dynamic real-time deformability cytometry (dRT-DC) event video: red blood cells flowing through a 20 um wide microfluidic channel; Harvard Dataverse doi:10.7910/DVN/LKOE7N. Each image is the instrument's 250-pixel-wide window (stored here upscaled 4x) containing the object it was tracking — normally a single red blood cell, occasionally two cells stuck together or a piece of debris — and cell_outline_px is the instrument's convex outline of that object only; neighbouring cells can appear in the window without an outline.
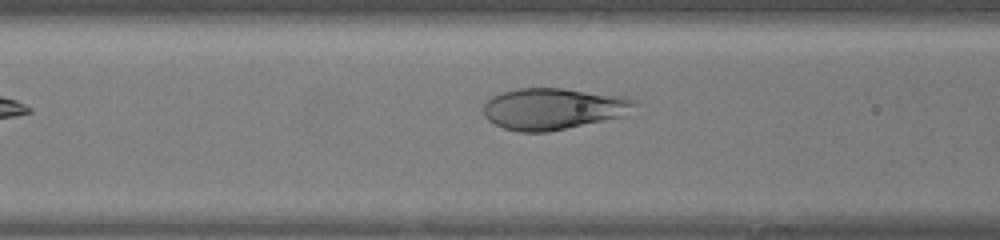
{"species": "human", "species_latin": "Homo sapiens", "temperature_condition": "warm", "stored_images_in_passage": 34, "camera_frame_rate_fps": 3000, "um_per_image_px": 0.085, "donor": {"sex": "female"}, "frame": {"image": 1, "passage_image": 5, "time_ms": 1.333, "image_size_px": [1000, 240], "cell_outline_px": [[640, 104], [620, 116], [548, 132], [520, 132], [504, 128], [488, 120], [484, 116], [484, 104], [492, 96], [500, 92], [516, 88], [564, 88], [628, 96], [636, 100]], "centroid_in_image_um": [47.02, 9.22], "position_along_channel_um": 119.6, "area_um2": 36.59}}
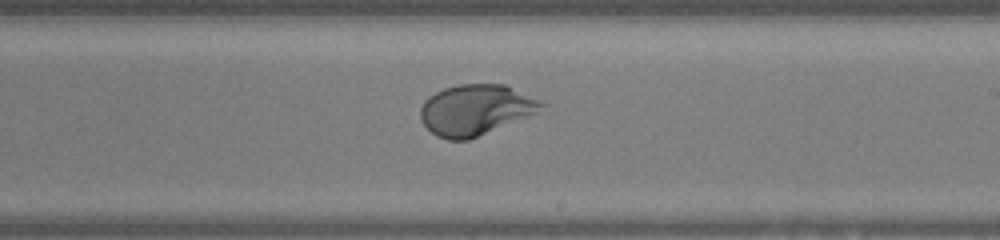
{"frame": {"image": 2, "passage_image": 14, "time_ms": 4.333, "image_size_px": [1000, 240], "cell_outline_px": [[544, 104], [536, 112], [468, 140], [448, 140], [436, 136], [420, 120], [420, 108], [424, 100], [428, 96], [444, 88], [460, 84], [504, 84], [540, 100]], "centroid_in_image_um": [40.35, 9.33], "position_along_channel_um": 248.7, "area_um2": 35.14}}
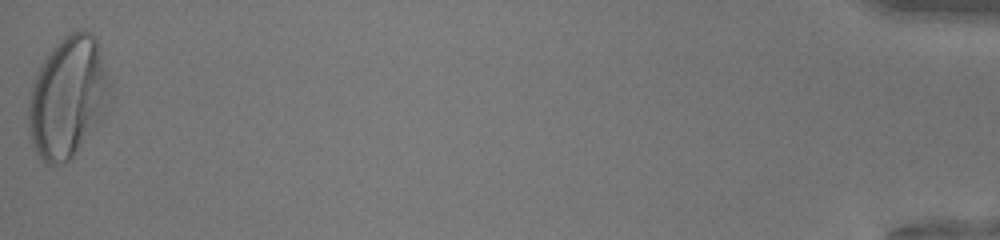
{"frame": {"image": 3, "passage_image": 34, "time_ms": 11.0, "image_size_px": [1000, 240], "cell_outline_px": [[112, 100], [104, 116], [72, 156], [68, 160], [60, 164], [48, 164], [36, 152], [32, 144], [28, 128], [28, 100], [32, 80], [36, 72], [52, 48], [68, 32], [84, 28], [92, 32], [96, 36], [112, 84]], "centroid_in_image_um": [5.8, 8.2], "position_along_channel_um": 429.4, "area_um2": 58.26}, "authors_computed_cell_mechanics": {"area_um2": 36.5296, "velocity_mm_per_s": 4.322, "shape_relaxation_time_tau1_ms": 3.3105, "shape_relaxation_time_tau2_ms": null, "deformation_change_tau1": 0.2297, "deformation_change_tau2": null}}